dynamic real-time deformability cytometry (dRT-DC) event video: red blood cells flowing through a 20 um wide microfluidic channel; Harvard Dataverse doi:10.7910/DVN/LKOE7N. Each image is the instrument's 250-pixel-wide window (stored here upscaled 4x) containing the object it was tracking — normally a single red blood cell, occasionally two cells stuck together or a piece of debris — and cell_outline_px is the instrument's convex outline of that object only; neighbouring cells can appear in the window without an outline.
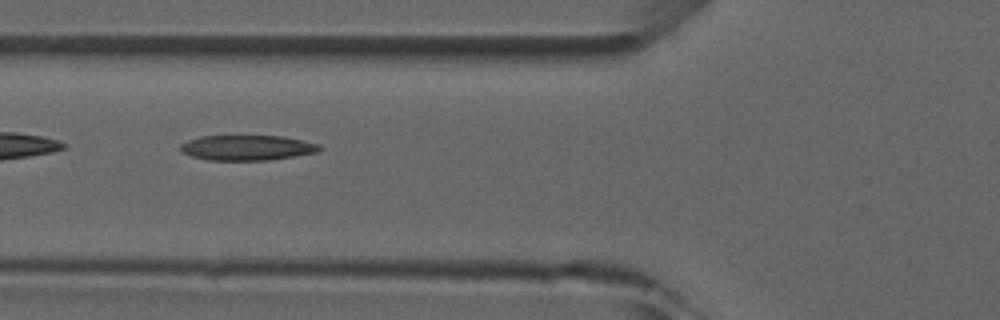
{"species": "common noctule bat (a hibernating species)", "species_latin": "Nyctalus noctula", "temperature_condition": "room temperature", "stored_images_in_passage": 3, "camera_frame_rate_fps": 3000, "um_per_image_px": 0.085, "animal": {"sex": "male", "forearm_length_mm": 52.5}, "frame": {"image": 1, "passage_image": 3, "time_ms": 2.333, "image_size_px": [1000, 320], "cell_outline_px": [[324, 148], [320, 152], [268, 160], [208, 160], [192, 156], [184, 152], [180, 148], [180, 144], [188, 140], [200, 136], [284, 136], [320, 144]], "centroid_in_image_um": [21.06, 12.55], "position_along_channel_um": 104.7, "area_um2": 20.46}}